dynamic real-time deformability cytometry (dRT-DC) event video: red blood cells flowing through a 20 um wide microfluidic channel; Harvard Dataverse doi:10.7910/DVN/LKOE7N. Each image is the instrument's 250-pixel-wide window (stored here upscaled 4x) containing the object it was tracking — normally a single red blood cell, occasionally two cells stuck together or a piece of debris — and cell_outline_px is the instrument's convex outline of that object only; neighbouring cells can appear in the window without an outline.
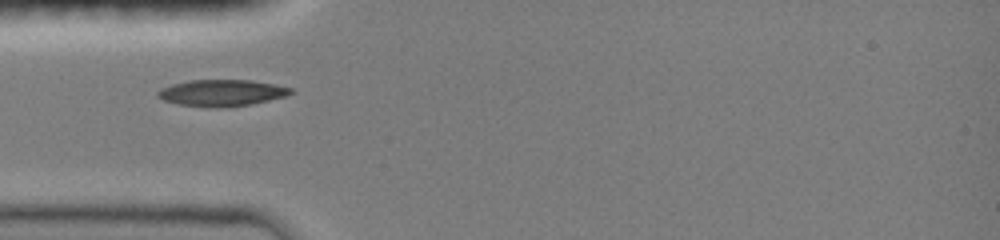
{"species": "common noctule bat (a hibernating species)", "species_latin": "Nyctalus noctula", "temperature_condition": "room temperature", "stored_images_in_passage": 31, "camera_frame_rate_fps": 3000, "um_per_image_px": 0.085, "animal": {"sex": "female", "body_mass_g": 19.0, "forearm_length_mm": 51.5}, "frame": {"image": 1, "passage_image": 1, "time_ms": 0.0, "image_size_px": [1000, 240], "cell_outline_px": [[296, 92], [288, 96], [252, 104], [220, 108], [208, 108], [180, 104], [164, 100], [156, 96], [156, 92], [160, 88], [172, 84], [188, 80], [252, 80], [276, 84], [292, 88]], "centroid_in_image_um": [18.89, 7.89], "position_along_channel_um": 66.1, "area_um2": 20.92}}
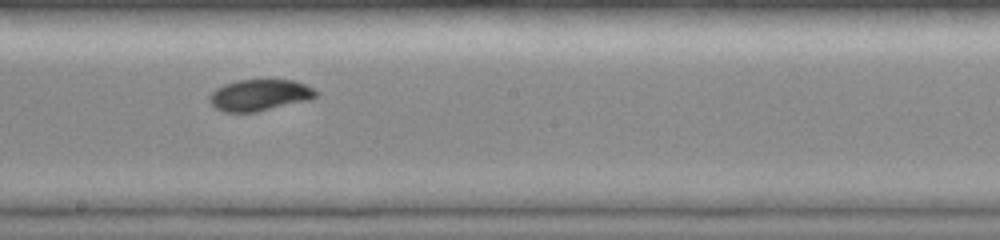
{"frame": {"image": 2, "passage_image": 13, "time_ms": 4.0, "image_size_px": [1000, 240], "cell_outline_px": [[320, 92], [312, 100], [256, 112], [224, 112], [216, 108], [208, 100], [208, 96], [216, 88], [224, 84], [236, 80], [292, 80], [304, 84]], "centroid_in_image_um": [22.08, 8.09], "position_along_channel_um": 226.1, "area_um2": 19.65}}
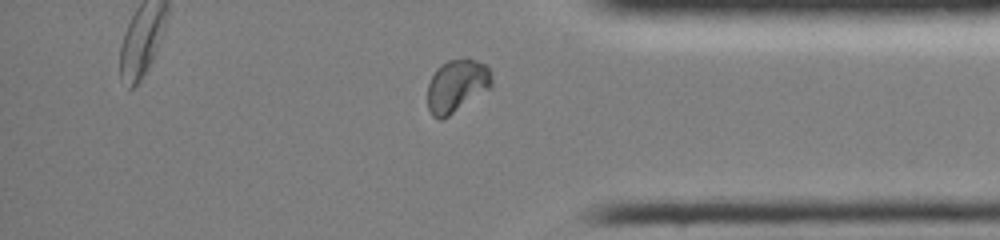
{"frame": {"image": 3, "passage_image": 26, "time_ms": 8.333, "image_size_px": [1000, 240], "cell_outline_px": [[492, 88], [448, 116], [440, 120], [432, 116], [428, 108], [428, 84], [436, 68], [440, 64], [448, 60], [468, 56], [484, 64], [492, 72]], "centroid_in_image_um": [38.85, 7.26], "position_along_channel_um": 396.4, "area_um2": 20.17}}